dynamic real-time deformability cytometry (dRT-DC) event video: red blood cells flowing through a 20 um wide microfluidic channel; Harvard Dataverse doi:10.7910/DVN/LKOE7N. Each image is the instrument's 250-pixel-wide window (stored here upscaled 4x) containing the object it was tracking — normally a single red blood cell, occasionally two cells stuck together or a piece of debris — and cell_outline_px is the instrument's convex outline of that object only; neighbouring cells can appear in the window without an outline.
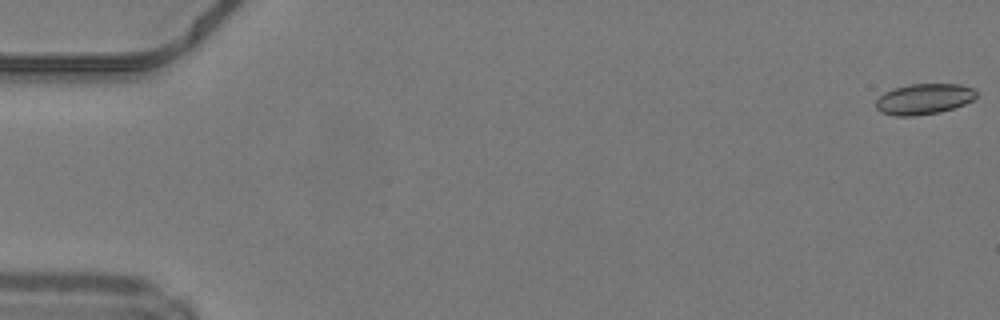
{"species": "common noctule bat (a hibernating species)", "species_latin": "Nyctalus noctula", "temperature_condition": "warm", "stored_images_in_passage": 27, "camera_frame_rate_fps": 3000, "um_per_image_px": 0.085, "animal": {"sex": "male", "body_mass_g": 19.2, "forearm_length_mm": 51.8}, "frame": {"image": 1, "passage_image": 1, "time_ms": 0.0, "image_size_px": [1000, 320], "cell_outline_px": [[976, 96], [972, 100], [964, 104], [940, 112], [912, 116], [896, 116], [880, 112], [876, 108], [876, 100], [884, 92], [908, 84], [960, 84], [976, 88]], "centroid_in_image_um": [78.54, 8.41], "position_along_channel_um": 6.5, "area_um2": 17.98}}
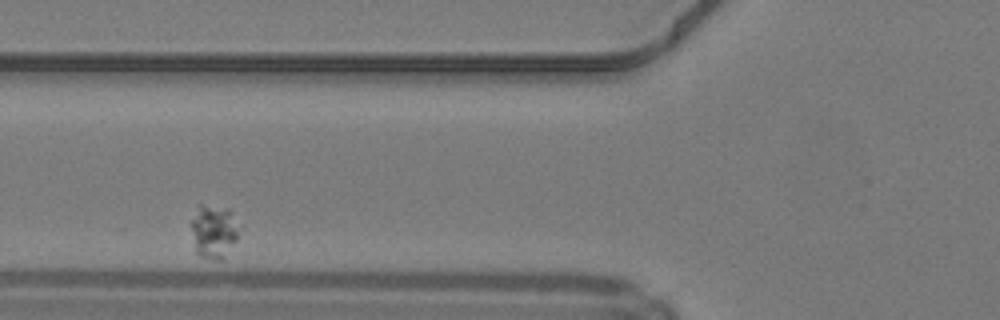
{"frame": {"image": 2, "passage_image": 10, "time_ms": 3.0, "image_size_px": [1000, 320], "cell_outline_px": [[236, 240], [224, 260], [216, 260], [200, 256], [196, 252], [192, 228], [192, 220], [200, 204], [228, 208], [232, 212], [236, 232]], "centroid_in_image_um": [18.16, 19.7], "position_along_channel_um": 107.6, "area_um2": 14.39}}
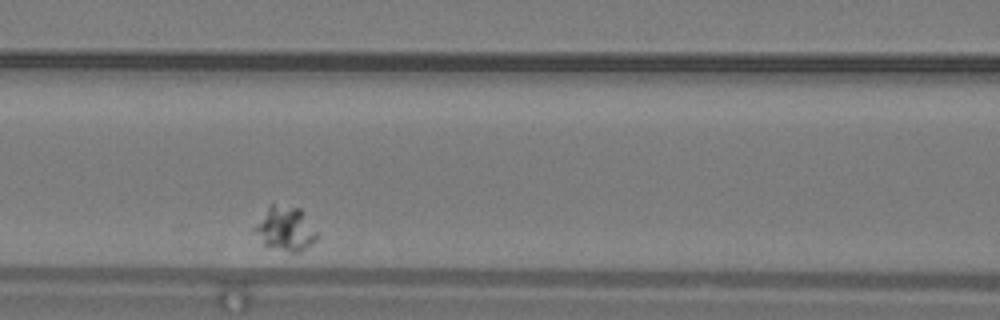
{"frame": {"image": 3, "passage_image": 13, "time_ms": 4.0, "image_size_px": [1000, 320], "cell_outline_px": [[320, 236], [312, 244], [300, 252], [292, 252], [264, 244], [252, 228], [268, 208], [272, 204], [300, 208], [304, 212], [320, 232]], "centroid_in_image_um": [24.34, 19.44], "position_along_channel_um": 142.3, "area_um2": 16.01}}